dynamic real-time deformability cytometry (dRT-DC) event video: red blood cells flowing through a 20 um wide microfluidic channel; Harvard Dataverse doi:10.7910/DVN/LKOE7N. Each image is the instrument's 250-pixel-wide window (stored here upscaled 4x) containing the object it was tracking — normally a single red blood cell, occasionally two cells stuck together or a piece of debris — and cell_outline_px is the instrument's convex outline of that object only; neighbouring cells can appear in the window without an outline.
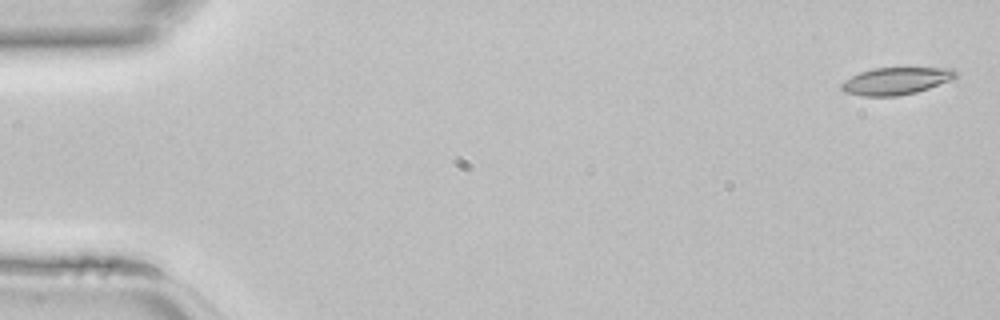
{"species": "common noctule bat (a hibernating species)", "species_latin": "Nyctalus noctula", "temperature_condition": "room temperature", "stored_images_in_passage": 44, "camera_frame_rate_fps": 3000, "um_per_image_px": 0.085, "animal": {"sex": "female", "body_mass_g": 22.7, "forearm_length_mm": 54.2}, "frame": {"image": 1, "passage_image": 1, "time_ms": 0.0, "image_size_px": [1000, 320], "cell_outline_px": [[960, 72], [956, 76], [948, 80], [928, 88], [916, 92], [896, 96], [860, 96], [844, 92], [840, 88], [840, 84], [844, 80], [860, 72], [872, 68], [956, 68]], "centroid_in_image_um": [76.13, 6.88], "position_along_channel_um": 8.9, "area_um2": 18.09}}
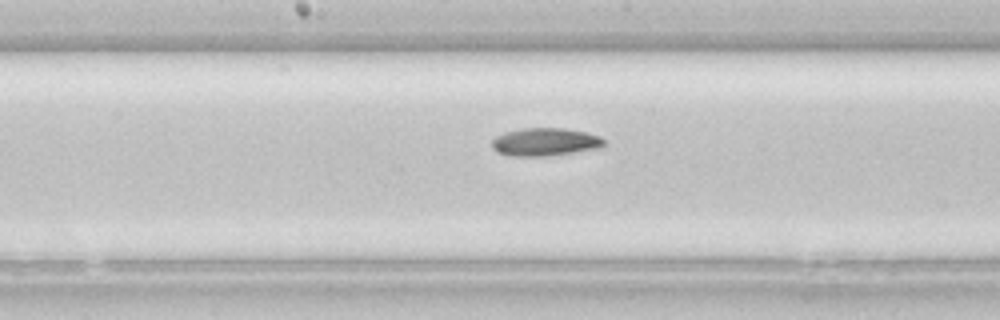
{"frame": {"image": 2, "passage_image": 23, "time_ms": 7.333, "image_size_px": [1000, 320], "cell_outline_px": [[604, 144], [600, 148], [544, 156], [512, 156], [496, 152], [492, 148], [492, 140], [496, 136], [504, 132], [524, 128], [564, 128], [584, 132], [600, 136], [604, 140]], "centroid_in_image_um": [46.29, 12.06], "position_along_channel_um": 201.9, "area_um2": 18.15}}
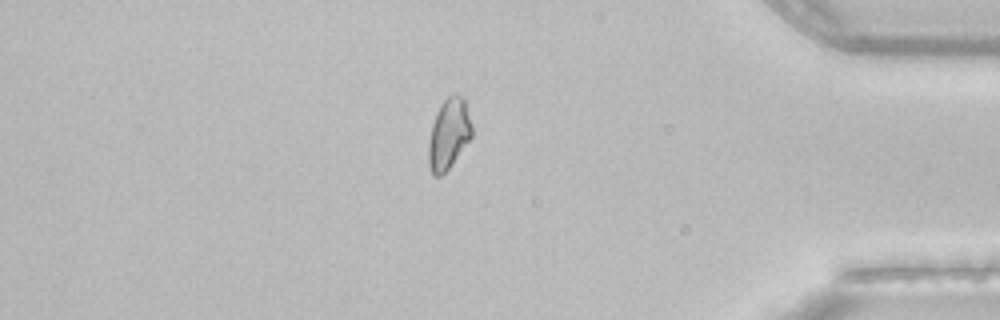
{"frame": {"image": 3, "passage_image": 38, "time_ms": 12.333, "image_size_px": [1000, 320], "cell_outline_px": [[472, 136], [448, 168], [440, 176], [432, 176], [428, 164], [428, 140], [432, 124], [436, 112], [440, 104], [448, 96], [456, 92], [464, 96], [472, 124]], "centroid_in_image_um": [38.13, 11.34], "position_along_channel_um": 397.1, "area_um2": 18.03}}